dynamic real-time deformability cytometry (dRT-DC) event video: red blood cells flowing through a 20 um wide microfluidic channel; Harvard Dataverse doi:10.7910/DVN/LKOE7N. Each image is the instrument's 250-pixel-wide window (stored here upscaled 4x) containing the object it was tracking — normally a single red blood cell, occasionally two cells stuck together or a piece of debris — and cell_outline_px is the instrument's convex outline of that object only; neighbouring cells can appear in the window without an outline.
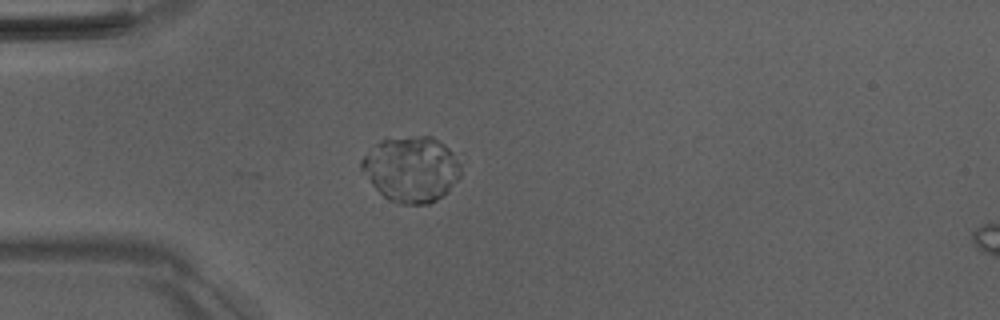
{"species": "Egyptian fruit bat (a non-hibernating species)", "species_latin": "Rousettus aegyptiacus", "temperature_condition": "room temperature", "stored_images_in_passage": 4, "camera_frame_rate_fps": 3000, "um_per_image_px": 0.085, "animal": {"sex": "male"}, "frame": {"image": 1, "passage_image": 4, "time_ms": 1.0, "image_size_px": [1000, 320], "cell_outline_px": [[460, 176], [448, 192], [436, 200], [428, 204], [404, 204], [388, 200], [372, 184], [360, 168], [360, 160], [380, 140], [420, 136], [428, 136], [444, 144], [452, 152], [460, 164]], "centroid_in_image_um": [34.96, 14.4], "position_along_channel_um": 50.0, "area_um2": 37.51}}